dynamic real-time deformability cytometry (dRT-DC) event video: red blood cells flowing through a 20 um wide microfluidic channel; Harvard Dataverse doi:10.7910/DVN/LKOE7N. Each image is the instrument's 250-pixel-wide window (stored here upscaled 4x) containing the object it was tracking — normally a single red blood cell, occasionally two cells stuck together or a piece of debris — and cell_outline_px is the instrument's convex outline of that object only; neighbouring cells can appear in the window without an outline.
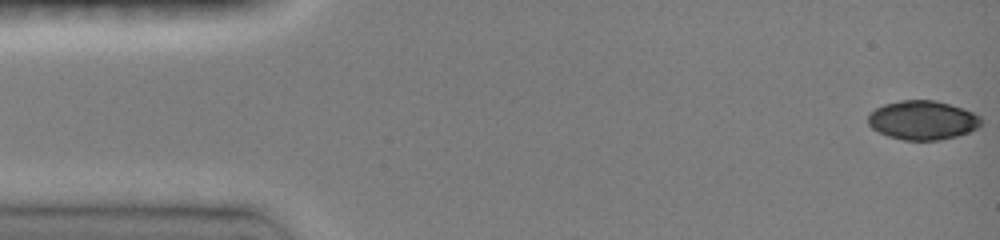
{"species": "common noctule bat (a hibernating species)", "species_latin": "Nyctalus noctula", "temperature_condition": "room temperature", "stored_images_in_passage": 10, "camera_frame_rate_fps": 3000, "um_per_image_px": 0.085, "animal": {"sex": "female", "body_mass_g": 19.0, "forearm_length_mm": 51.5}, "frame": {"image": 1, "passage_image": 1, "time_ms": 0.0, "image_size_px": [1000, 240], "cell_outline_px": [[980, 128], [956, 136], [940, 140], [904, 140], [888, 136], [872, 128], [868, 124], [868, 112], [884, 104], [900, 100], [936, 100], [964, 108], [980, 116]], "centroid_in_image_um": [78.41, 10.21], "position_along_channel_um": 6.6, "area_um2": 25.84}}
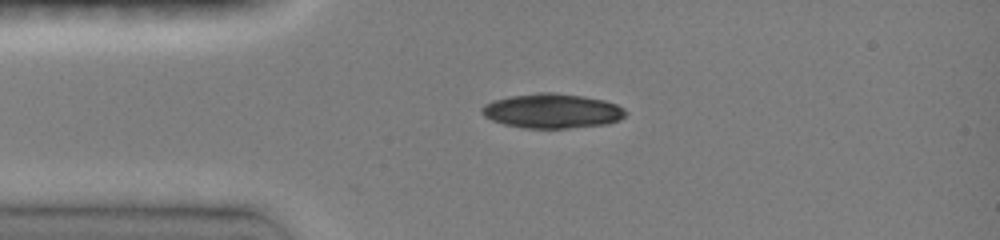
{"frame": {"image": 2, "passage_image": 6, "time_ms": 3.333, "image_size_px": [1000, 240], "cell_outline_px": [[628, 112], [620, 120], [608, 124], [568, 128], [524, 128], [504, 124], [492, 120], [484, 116], [480, 112], [480, 108], [484, 104], [492, 100], [508, 96], [540, 92], [552, 92], [580, 96], [604, 100], [616, 104], [624, 108]], "centroid_in_image_um": [46.91, 9.43], "position_along_channel_um": 38.1, "area_um2": 29.13}}